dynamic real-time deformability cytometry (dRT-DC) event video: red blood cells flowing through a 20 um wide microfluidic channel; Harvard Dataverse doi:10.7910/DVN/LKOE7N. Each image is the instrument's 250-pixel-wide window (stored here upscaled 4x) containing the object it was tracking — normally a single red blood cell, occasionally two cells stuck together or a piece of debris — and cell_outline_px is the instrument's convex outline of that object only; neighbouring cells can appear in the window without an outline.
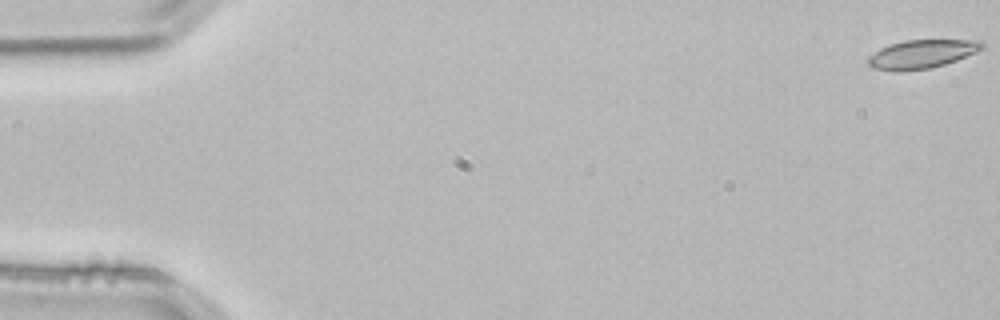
{"species": "common noctule bat (a hibernating species)", "species_latin": "Nyctalus noctula", "temperature_condition": "room temperature", "stored_images_in_passage": 54, "camera_frame_rate_fps": 3000, "um_per_image_px": 0.085, "animal": {"sex": "male", "body_mass_g": 21.5, "forearm_length_mm": 52.0}, "frame": {"image": 1, "passage_image": 1, "time_ms": 0.0, "image_size_px": [1000, 320], "cell_outline_px": [[984, 48], [956, 60], [932, 68], [900, 72], [896, 72], [872, 68], [868, 64], [868, 56], [880, 48], [888, 44], [904, 40], [980, 40], [984, 44]], "centroid_in_image_um": [78.3, 4.6], "position_along_channel_um": 6.7, "area_um2": 19.13}}
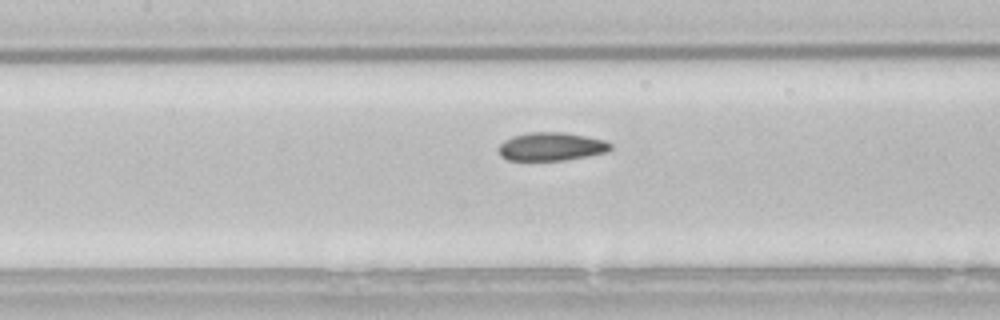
{"frame": {"image": 2, "passage_image": 25, "time_ms": 8.0, "image_size_px": [1000, 320], "cell_outline_px": [[612, 148], [608, 152], [564, 160], [508, 160], [500, 156], [496, 148], [504, 140], [512, 136], [532, 132], [564, 132], [588, 136], [604, 140], [612, 144]], "centroid_in_image_um": [46.85, 12.45], "position_along_channel_um": 160.6, "area_um2": 18.61}}
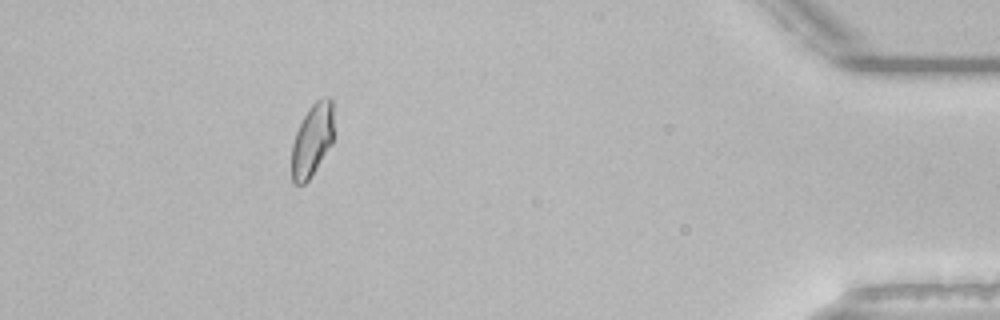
{"frame": {"image": 3, "passage_image": 49, "time_ms": 16.0, "image_size_px": [1000, 320], "cell_outline_px": [[332, 144], [308, 180], [304, 184], [296, 184], [292, 180], [292, 144], [296, 132], [308, 108], [316, 100], [324, 96], [332, 96]], "centroid_in_image_um": [26.53, 11.87], "position_along_channel_um": 408.7, "area_um2": 17.63}, "authors_computed_cell_mechanics": {"area_um2": 18.785, "velocity_mm_per_s": 3.8189, "shape_relaxation_time_tau1_ms": null, "shape_relaxation_time_tau2_ms": 2.3264, "deformation_change_tau1": null, "deformation_change_tau2": 0.0563}}